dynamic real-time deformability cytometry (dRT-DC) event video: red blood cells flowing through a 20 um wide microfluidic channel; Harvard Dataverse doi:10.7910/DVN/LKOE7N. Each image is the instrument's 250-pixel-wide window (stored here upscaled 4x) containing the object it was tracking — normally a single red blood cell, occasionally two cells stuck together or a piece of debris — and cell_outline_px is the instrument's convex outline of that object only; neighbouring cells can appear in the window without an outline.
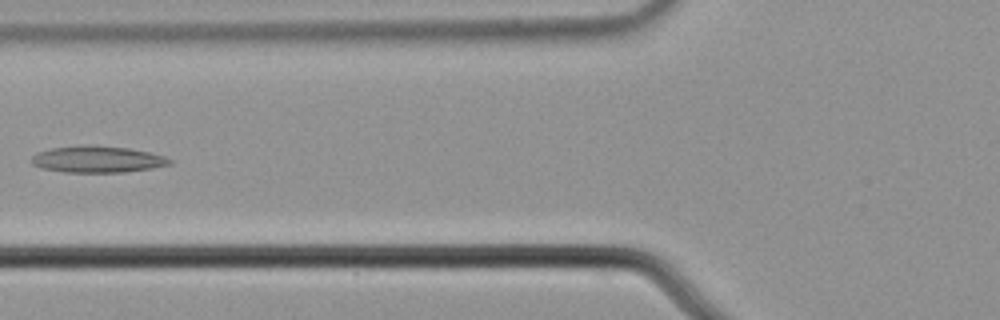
{"species": "common noctule bat (a hibernating species)", "species_latin": "Nyctalus noctula", "temperature_condition": "cold", "stored_images_in_passage": 7, "camera_frame_rate_fps": 3000, "um_per_image_px": 0.085, "animal": {"sex": "male", "body_mass_g": 21.5, "forearm_length_mm": 52.0}, "frame": {"image": 1, "passage_image": 7, "time_ms": 2.0, "image_size_px": [1000, 320], "cell_outline_px": [[172, 164], [152, 168], [124, 172], [64, 172], [40, 168], [32, 164], [32, 156], [36, 152], [52, 148], [92, 144], [128, 148], [148, 152], [164, 156], [172, 160]], "centroid_in_image_um": [8.27, 13.54], "position_along_channel_um": 117.5, "area_um2": 21.44}}